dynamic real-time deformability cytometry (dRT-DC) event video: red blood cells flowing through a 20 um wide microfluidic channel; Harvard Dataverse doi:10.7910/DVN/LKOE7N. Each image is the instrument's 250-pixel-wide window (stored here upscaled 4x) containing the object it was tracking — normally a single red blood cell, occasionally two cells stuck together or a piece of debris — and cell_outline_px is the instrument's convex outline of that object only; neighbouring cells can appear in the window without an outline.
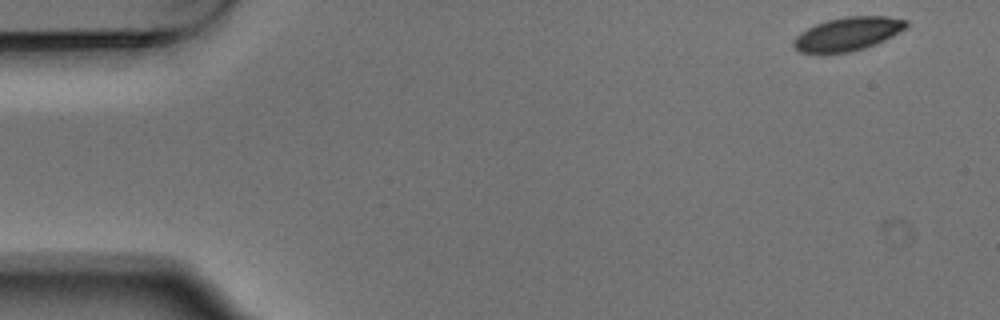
{"species": "Egyptian fruit bat (a non-hibernating species)", "species_latin": "Rousettus aegyptiacus", "temperature_condition": "warm", "stored_images_in_passage": 5, "camera_frame_rate_fps": 3000, "um_per_image_px": 0.085, "animal": {"sex": "male"}, "frame": {"image": 1, "passage_image": 1, "time_ms": 0.0, "image_size_px": [1000, 320], "cell_outline_px": [[908, 24], [904, 28], [892, 36], [884, 40], [864, 48], [848, 52], [800, 52], [792, 44], [792, 40], [800, 32], [816, 24], [828, 20], [844, 16], [888, 16], [908, 20]], "centroid_in_image_um": [72.06, 2.86], "position_along_channel_um": 12.9, "area_um2": 21.68}}
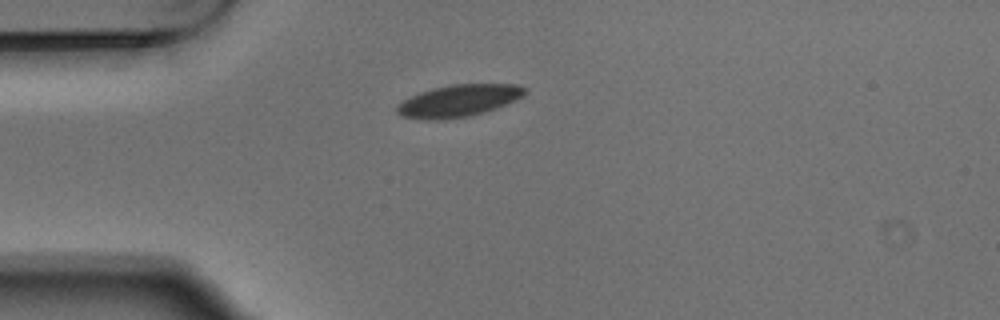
{"frame": {"image": 2, "passage_image": 4, "time_ms": 1.0, "image_size_px": [1000, 320], "cell_outline_px": [[528, 92], [516, 100], [496, 108], [484, 112], [468, 116], [436, 120], [428, 120], [404, 116], [396, 112], [396, 104], [420, 92], [432, 88], [452, 84], [520, 84], [528, 88]], "centroid_in_image_um": [39.02, 8.55], "position_along_channel_um": 46.0, "area_um2": 23.87}}
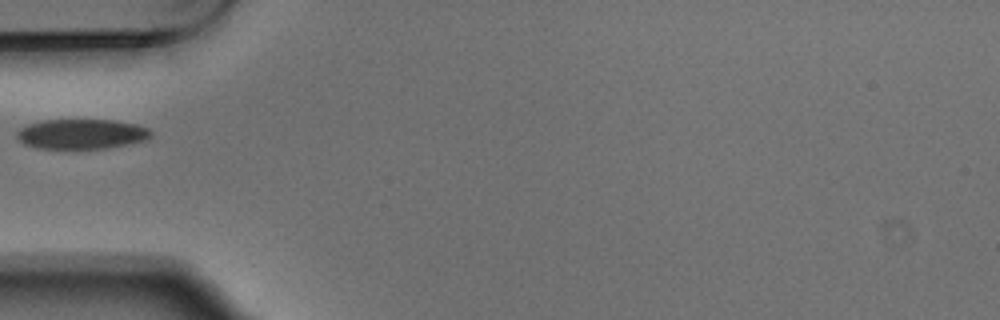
{"frame": {"image": 3, "passage_image": 5, "time_ms": 1.333, "image_size_px": [1000, 320], "cell_outline_px": [[152, 136], [148, 140], [128, 144], [104, 148], [36, 148], [24, 144], [16, 136], [16, 132], [20, 128], [28, 124], [44, 120], [112, 120], [136, 124], [148, 128], [152, 132]], "centroid_in_image_um": [6.95, 11.39], "position_along_channel_um": 78.1, "area_um2": 23.35}}